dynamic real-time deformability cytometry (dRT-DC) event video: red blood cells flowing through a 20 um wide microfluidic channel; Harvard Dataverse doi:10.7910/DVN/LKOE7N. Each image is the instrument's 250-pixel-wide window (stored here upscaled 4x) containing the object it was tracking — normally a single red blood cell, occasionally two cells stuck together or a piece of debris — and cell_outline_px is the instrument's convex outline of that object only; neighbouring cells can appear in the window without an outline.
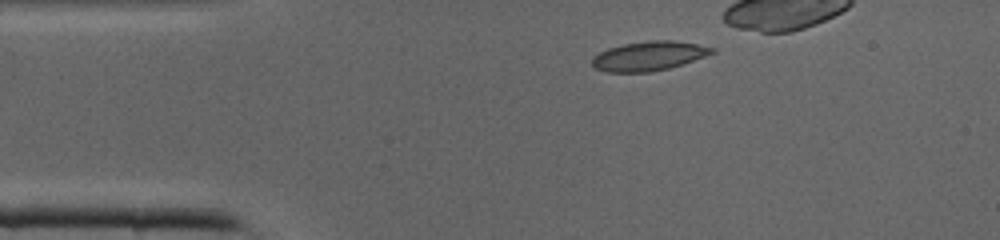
{"species": "common noctule bat (a hibernating species)", "species_latin": "Nyctalus noctula", "temperature_condition": "cold", "stored_images_in_passage": 26, "camera_frame_rate_fps": 3000, "um_per_image_px": 0.085, "animal": {"sex": "male", "body_mass_g": 19.0, "forearm_length_mm": 50.8}, "frame": {"image": 1, "passage_image": 1, "time_ms": 0.0, "image_size_px": [1000, 240], "cell_outline_px": [[716, 52], [668, 68], [652, 72], [608, 72], [596, 68], [592, 64], [592, 56], [608, 48], [624, 44], [648, 40], [672, 40], [696, 44], [716, 48]], "centroid_in_image_um": [55.13, 4.75], "position_along_channel_um": 29.9, "area_um2": 20.29}}
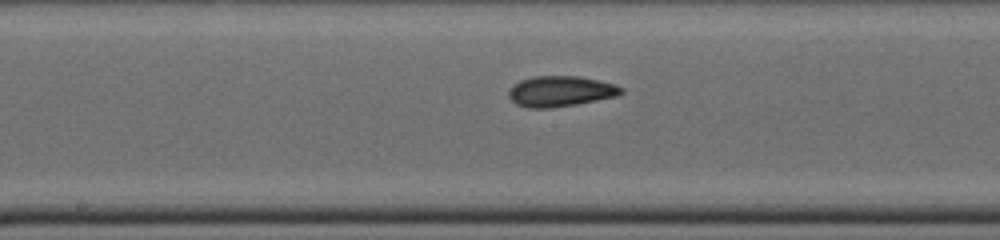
{"frame": {"image": 2, "passage_image": 14, "time_ms": 4.333, "image_size_px": [1000, 240], "cell_outline_px": [[624, 92], [616, 96], [576, 104], [552, 108], [528, 108], [516, 104], [508, 96], [508, 92], [520, 80], [532, 76], [576, 76], [600, 80], [616, 84], [624, 88]], "centroid_in_image_um": [47.66, 7.76], "position_along_channel_um": 200.5, "area_um2": 20.06}}
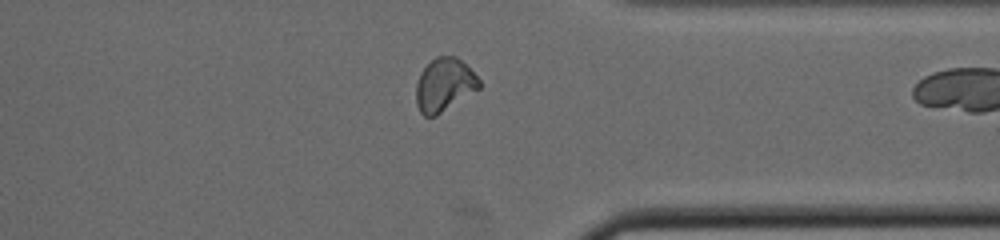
{"frame": {"image": 3, "passage_image": 25, "time_ms": 8.0, "image_size_px": [1000, 240], "cell_outline_px": [[480, 88], [436, 116], [424, 116], [420, 112], [416, 104], [416, 84], [420, 72], [436, 56], [456, 56], [480, 80]], "centroid_in_image_um": [37.74, 7.23], "position_along_channel_um": 373.7, "area_um2": 19.36}}